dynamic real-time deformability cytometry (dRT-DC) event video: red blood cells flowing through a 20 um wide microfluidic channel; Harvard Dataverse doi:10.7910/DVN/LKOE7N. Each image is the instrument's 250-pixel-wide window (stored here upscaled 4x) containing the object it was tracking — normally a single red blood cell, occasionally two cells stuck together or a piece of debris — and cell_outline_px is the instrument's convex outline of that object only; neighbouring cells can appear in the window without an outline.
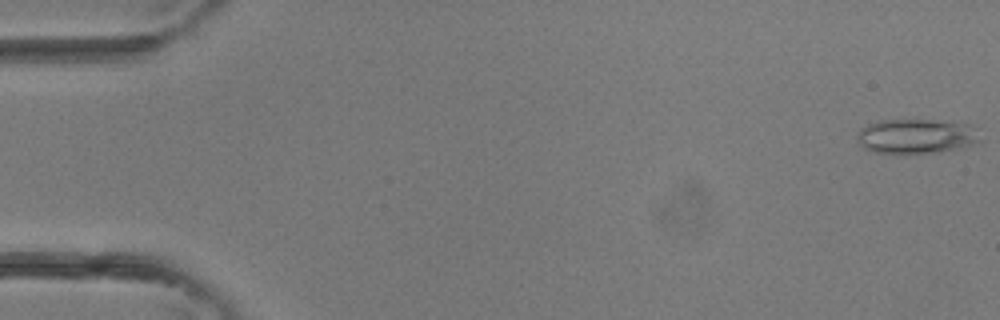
{"species": "common noctule bat (a hibernating species)", "species_latin": "Nyctalus noctula", "temperature_condition": "room temperature", "stored_images_in_passage": 5, "camera_frame_rate_fps": 3000, "um_per_image_px": 0.085, "animal": {"sex": "female"}, "frame": {"image": 1, "passage_image": 1, "time_ms": 0.0, "image_size_px": [1000, 320], "cell_outline_px": [[984, 140], [976, 144], [960, 148], [936, 152], [872, 152], [864, 148], [856, 140], [856, 136], [860, 128], [868, 124], [880, 120], [932, 120], [968, 124]], "centroid_in_image_um": [77.87, 11.57], "position_along_channel_um": 7.1, "area_um2": 24.62}}